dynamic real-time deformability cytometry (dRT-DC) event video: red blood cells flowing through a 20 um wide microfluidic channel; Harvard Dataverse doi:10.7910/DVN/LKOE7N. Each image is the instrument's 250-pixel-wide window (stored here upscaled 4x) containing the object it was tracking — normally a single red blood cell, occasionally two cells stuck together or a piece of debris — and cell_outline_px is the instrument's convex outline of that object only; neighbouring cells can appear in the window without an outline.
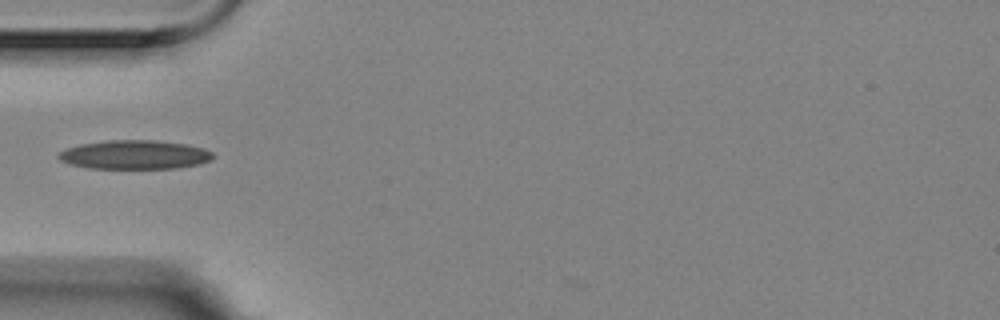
{"species": "Egyptian fruit bat (a non-hibernating species)", "species_latin": "Rousettus aegyptiacus", "temperature_condition": "room temperature", "stored_images_in_passage": 11, "camera_frame_rate_fps": 3000, "um_per_image_px": 0.085, "animal": {"sex": "female"}, "frame": {"image": 1, "passage_image": 5, "time_ms": 1.333, "image_size_px": [1000, 320], "cell_outline_px": [[216, 156], [200, 164], [172, 168], [88, 168], [68, 164], [60, 160], [56, 156], [60, 152], [68, 148], [80, 144], [108, 140], [156, 140], [188, 144], [204, 148], [212, 152]], "centroid_in_image_um": [11.45, 13.14], "position_along_channel_um": 73.6, "area_um2": 26.07}}
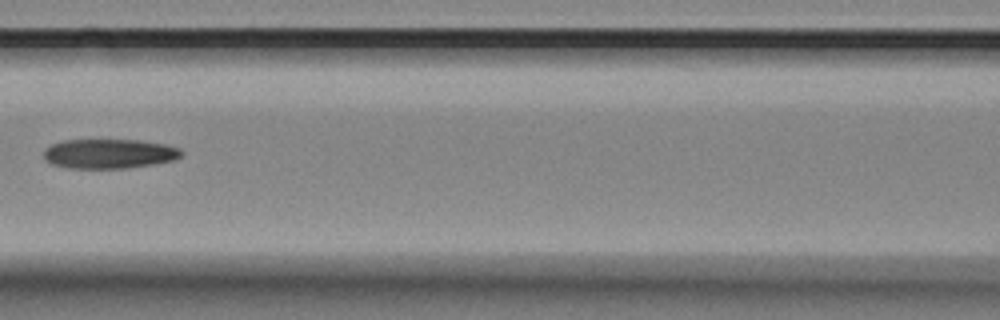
{"frame": {"image": 2, "passage_image": 7, "time_ms": 2.0, "image_size_px": [1000, 320], "cell_outline_px": [[184, 152], [176, 160], [152, 164], [124, 168], [68, 168], [52, 164], [44, 160], [44, 148], [52, 144], [64, 140], [140, 140], [164, 144], [180, 148]], "centroid_in_image_um": [9.27, 13.06], "position_along_channel_um": 157.3, "area_um2": 23.76}}
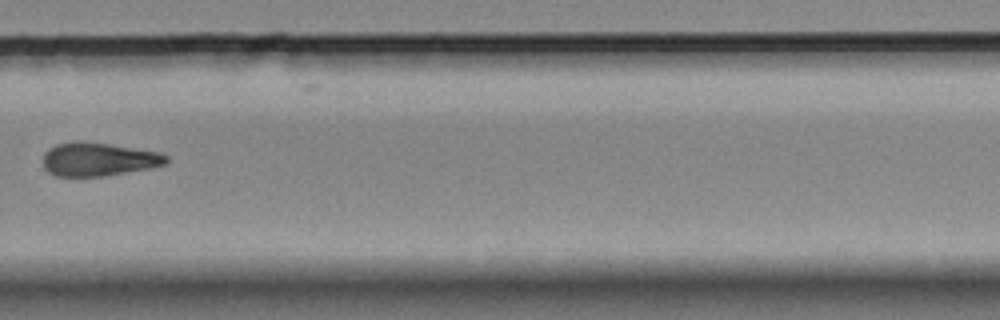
{"frame": {"image": 3, "passage_image": 11, "time_ms": 3.333, "image_size_px": [1000, 320], "cell_outline_px": [[168, 160], [164, 164], [148, 168], [104, 176], [56, 176], [48, 172], [44, 168], [44, 152], [48, 148], [56, 144], [72, 140], [80, 140], [108, 144], [160, 152], [168, 156]], "centroid_in_image_um": [8.32, 13.52], "position_along_channel_um": 321.5, "area_um2": 24.04}}